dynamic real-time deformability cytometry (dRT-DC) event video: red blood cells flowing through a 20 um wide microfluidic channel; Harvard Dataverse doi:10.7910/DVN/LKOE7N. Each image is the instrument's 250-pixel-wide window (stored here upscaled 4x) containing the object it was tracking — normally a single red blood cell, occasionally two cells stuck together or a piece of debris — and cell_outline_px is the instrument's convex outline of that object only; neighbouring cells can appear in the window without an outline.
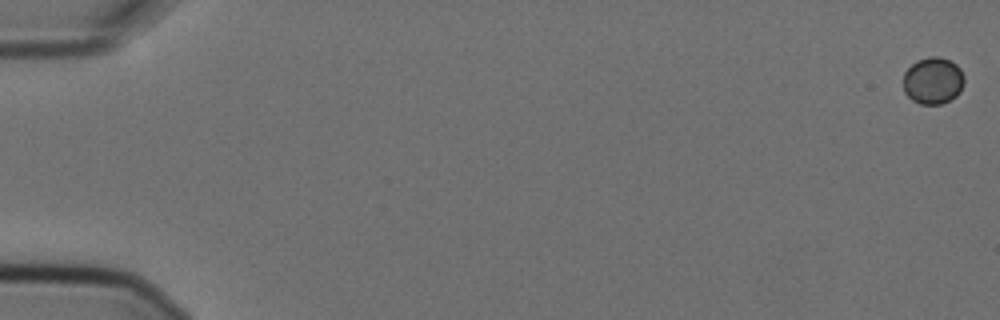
{"species": "Egyptian fruit bat (a non-hibernating species)", "species_latin": "Rousettus aegyptiacus", "temperature_condition": "cold", "stored_images_in_passage": 5, "camera_frame_rate_fps": 3000, "um_per_image_px": 0.085, "animal": {"sex": "female"}, "frame": {"image": 1, "passage_image": 1, "time_ms": 0.0, "image_size_px": [1000, 320], "cell_outline_px": [[964, 84], [960, 92], [956, 96], [940, 104], [920, 104], [912, 100], [904, 92], [904, 72], [916, 60], [928, 56], [940, 56], [956, 64], [960, 68], [964, 76]], "centroid_in_image_um": [79.31, 6.84], "position_along_channel_um": 5.7, "area_um2": 16.76}}
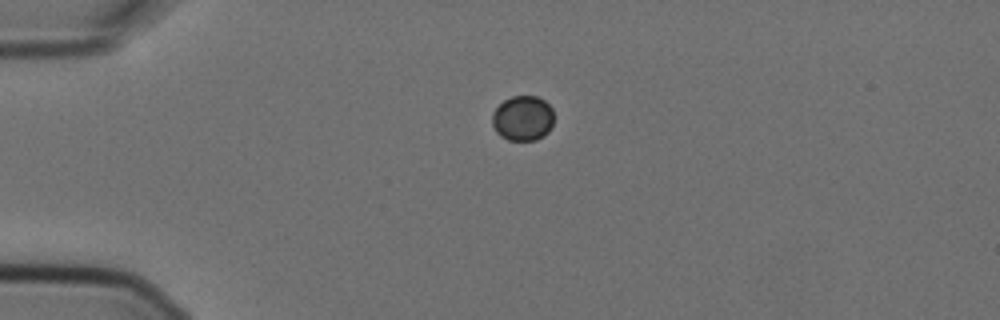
{"frame": {"image": 2, "passage_image": 4, "time_ms": 1.0, "image_size_px": [1000, 320], "cell_outline_px": [[552, 128], [544, 136], [536, 140], [508, 140], [500, 136], [496, 132], [492, 124], [492, 112], [504, 100], [512, 96], [536, 96], [544, 100], [552, 108]], "centroid_in_image_um": [44.43, 10.06], "position_along_channel_um": 40.6, "area_um2": 16.3}}